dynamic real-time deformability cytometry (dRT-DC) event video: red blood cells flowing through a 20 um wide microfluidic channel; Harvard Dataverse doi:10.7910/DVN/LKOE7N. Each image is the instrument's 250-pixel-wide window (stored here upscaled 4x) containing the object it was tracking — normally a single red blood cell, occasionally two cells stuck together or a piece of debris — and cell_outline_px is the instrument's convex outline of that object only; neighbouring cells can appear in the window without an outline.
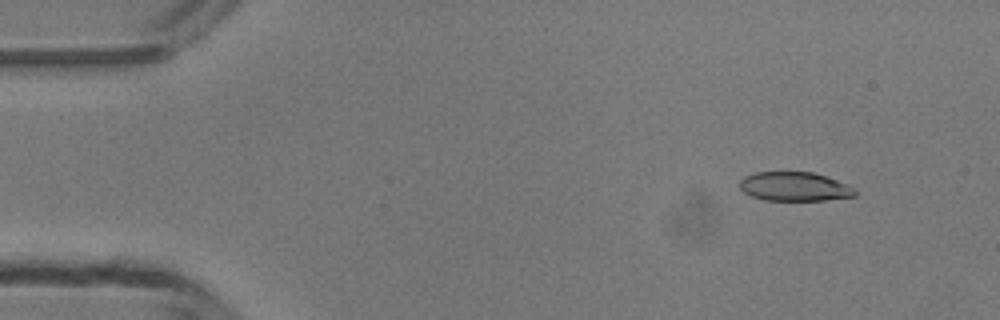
{"species": "common noctule bat (a hibernating species)", "species_latin": "Nyctalus noctula", "temperature_condition": "room temperature", "stored_images_in_passage": 47, "camera_frame_rate_fps": 3000, "um_per_image_px": 0.085, "animal": {"sex": "male", "body_mass_g": 13.3}, "frame": {"image": 1, "passage_image": 3, "time_ms": 0.667, "image_size_px": [1000, 320], "cell_outline_px": [[856, 196], [824, 200], [764, 200], [752, 196], [744, 192], [740, 188], [740, 180], [744, 176], [756, 172], [812, 172], [848, 184], [856, 192]], "centroid_in_image_um": [67.51, 15.86], "position_along_channel_um": 17.5, "area_um2": 19.36}}
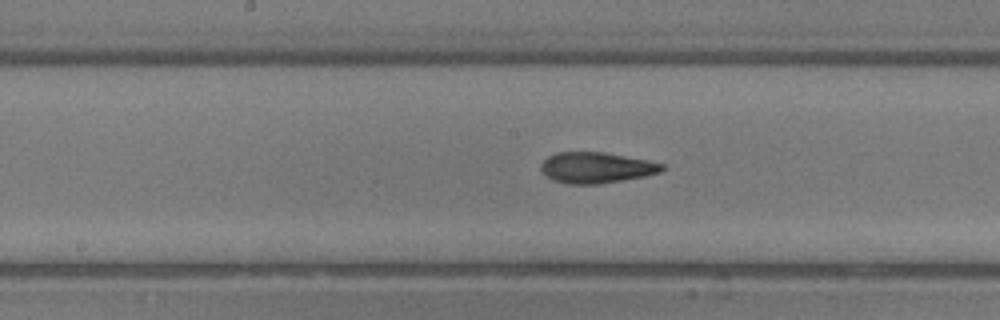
{"frame": {"image": 2, "passage_image": 23, "time_ms": 7.333, "image_size_px": [1000, 320], "cell_outline_px": [[664, 168], [660, 172], [644, 176], [600, 184], [568, 184], [552, 180], [540, 172], [540, 164], [548, 156], [556, 152], [604, 152], [648, 160], [664, 164]], "centroid_in_image_um": [50.64, 14.25], "position_along_channel_um": 197.6, "area_um2": 21.91}}
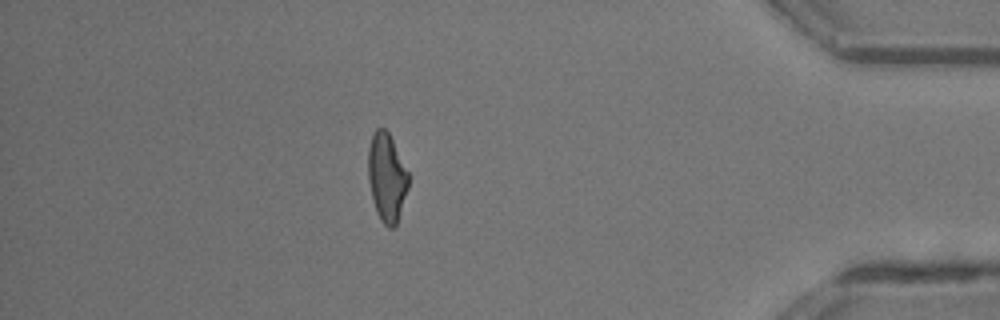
{"frame": {"image": 3, "passage_image": 41, "time_ms": 13.333, "image_size_px": [1000, 320], "cell_outline_px": [[408, 188], [396, 224], [392, 228], [388, 228], [380, 220], [376, 212], [372, 200], [368, 180], [368, 148], [372, 136], [376, 128], [384, 128], [388, 132], [408, 172]], "centroid_in_image_um": [32.85, 15.09], "position_along_channel_um": 402.4, "area_um2": 20.58}, "authors_computed_cell_mechanics": {"area_um2": 21.5016, "velocity_mm_per_s": 4.1686, "shape_relaxation_time_tau1_ms": 6.5278, "shape_relaxation_time_tau2_ms": 2.461, "deformation_change_tau1": 0.2002, "deformation_change_tau2": 0.1041}}